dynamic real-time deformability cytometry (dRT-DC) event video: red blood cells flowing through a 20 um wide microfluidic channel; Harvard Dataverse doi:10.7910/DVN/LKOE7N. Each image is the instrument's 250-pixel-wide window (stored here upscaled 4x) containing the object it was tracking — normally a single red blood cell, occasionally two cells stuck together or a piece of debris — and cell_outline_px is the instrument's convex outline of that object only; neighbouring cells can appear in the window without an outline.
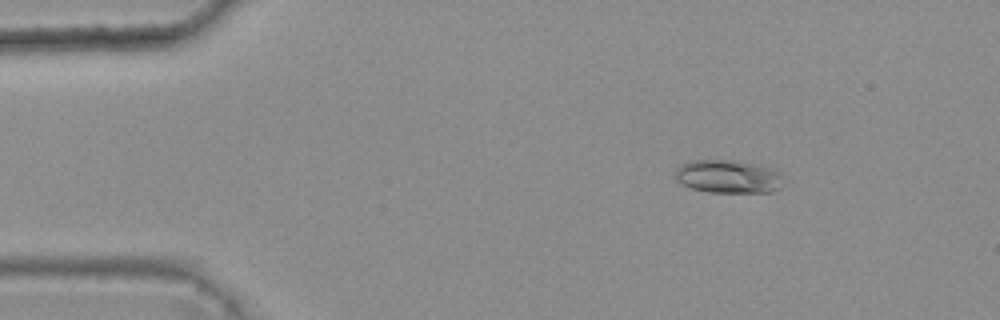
{"species": "common noctule bat (a hibernating species)", "species_latin": "Nyctalus noctula", "temperature_condition": "warm", "stored_images_in_passage": 6, "camera_frame_rate_fps": 3000, "um_per_image_px": 0.085, "animal": {"sex": "female", "body_mass_g": 25.1}, "frame": {"image": 1, "passage_image": 3, "time_ms": 0.667, "image_size_px": [1000, 320], "cell_outline_px": [[780, 188], [772, 192], [708, 192], [692, 188], [676, 180], [676, 168], [680, 164], [692, 160], [728, 160], [760, 164], [772, 168], [780, 172]], "centroid_in_image_um": [61.89, 15.0], "position_along_channel_um": 23.1, "area_um2": 20.87}}
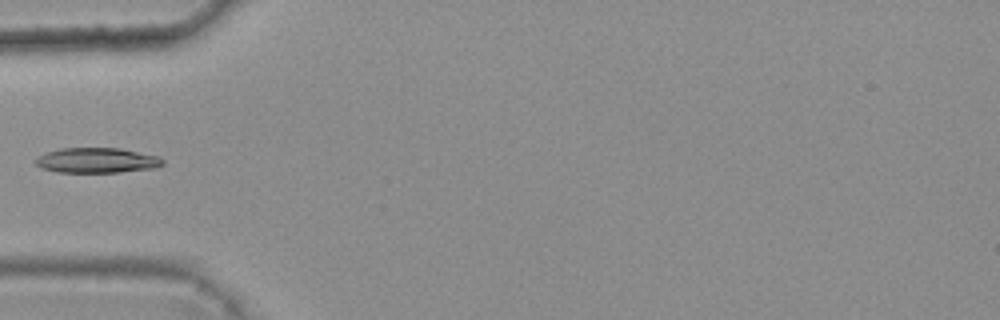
{"frame": {"image": 2, "passage_image": 6, "time_ms": 1.667, "image_size_px": [1000, 320], "cell_outline_px": [[164, 164], [156, 168], [120, 172], [56, 172], [40, 168], [36, 164], [36, 156], [44, 152], [60, 148], [120, 148], [160, 156], [164, 160]], "centroid_in_image_um": [8.23, 13.63], "position_along_channel_um": 76.8, "area_um2": 18.9}}